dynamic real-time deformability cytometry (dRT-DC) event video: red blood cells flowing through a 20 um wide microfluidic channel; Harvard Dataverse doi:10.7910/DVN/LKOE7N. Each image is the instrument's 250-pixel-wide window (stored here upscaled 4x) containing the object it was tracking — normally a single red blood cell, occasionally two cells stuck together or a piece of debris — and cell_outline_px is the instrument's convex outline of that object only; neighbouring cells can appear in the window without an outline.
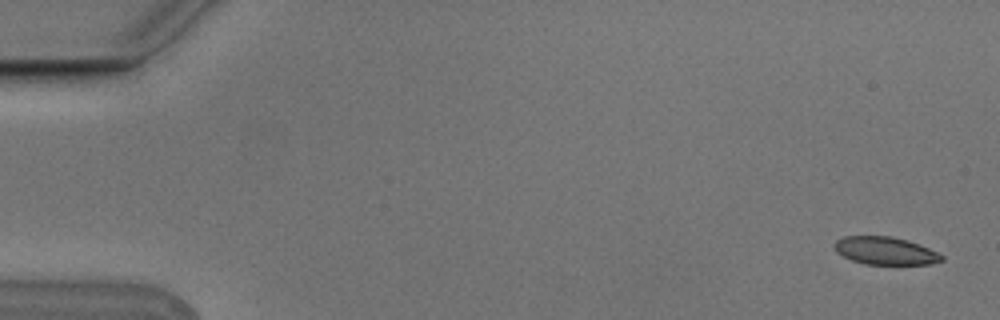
{"species": "Egyptian fruit bat (a non-hibernating species)", "species_latin": "Rousettus aegyptiacus", "temperature_condition": "cold", "stored_images_in_passage": 6, "camera_frame_rate_fps": 3000, "um_per_image_px": 0.085, "animal": {"sex": "male"}, "frame": {"image": 1, "passage_image": 1, "time_ms": 0.0, "image_size_px": [1000, 320], "cell_outline_px": [[944, 260], [932, 264], [864, 264], [852, 260], [836, 252], [832, 244], [836, 240], [844, 236], [892, 236], [908, 240], [928, 248], [944, 256]], "centroid_in_image_um": [75.23, 21.31], "position_along_channel_um": 9.8, "area_um2": 17.4}}
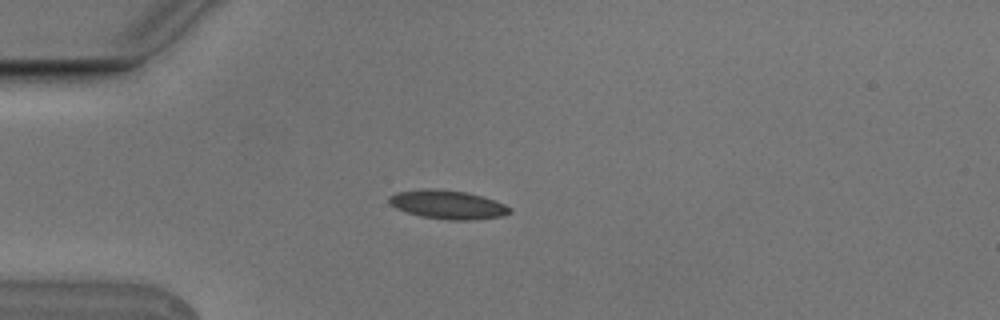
{"frame": {"image": 2, "passage_image": 4, "time_ms": 1.0, "image_size_px": [1000, 320], "cell_outline_px": [[512, 212], [504, 216], [476, 220], [448, 220], [420, 216], [396, 208], [388, 204], [388, 196], [396, 192], [420, 188], [432, 188], [464, 192], [480, 196], [504, 204], [512, 208]], "centroid_in_image_um": [38.03, 17.39], "position_along_channel_um": 47.0, "area_um2": 20.35}}
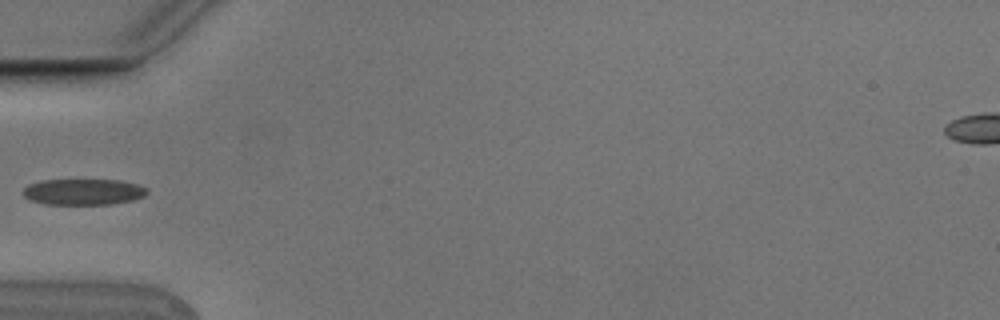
{"frame": {"image": 3, "passage_image": 5, "time_ms": 1.333, "image_size_px": [1000, 320], "cell_outline_px": [[148, 192], [144, 196], [132, 200], [112, 204], [44, 204], [28, 200], [24, 196], [24, 188], [28, 184], [44, 180], [120, 180], [136, 184], [148, 188]], "centroid_in_image_um": [7.08, 16.31], "position_along_channel_um": 77.9, "area_um2": 18.84}}